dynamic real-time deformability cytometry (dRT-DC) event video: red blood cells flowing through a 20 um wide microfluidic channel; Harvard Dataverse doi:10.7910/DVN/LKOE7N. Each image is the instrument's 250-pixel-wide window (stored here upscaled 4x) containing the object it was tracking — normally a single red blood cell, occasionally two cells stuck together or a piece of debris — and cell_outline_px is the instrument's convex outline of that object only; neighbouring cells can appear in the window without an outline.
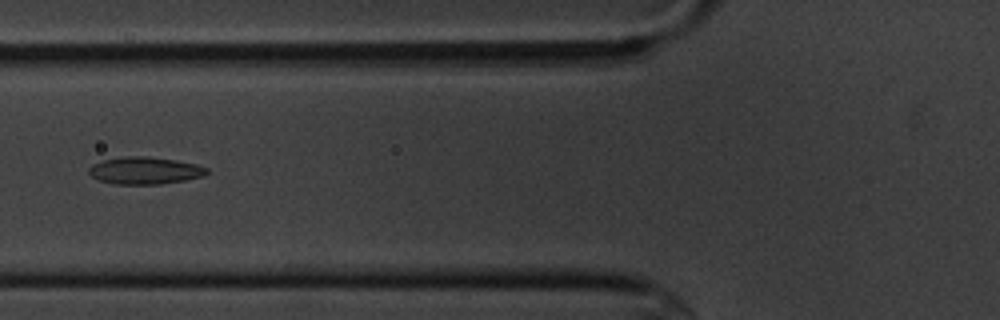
{"species": "common noctule bat (a hibernating species)", "species_latin": "Nyctalus noctula", "temperature_condition": "cold", "stored_images_in_passage": 7, "camera_frame_rate_fps": 3000, "um_per_image_px": 0.085, "animal": {"sex": "male", "body_mass_g": 20.1, "forearm_length_mm": 53.5}, "frame": {"image": 1, "passage_image": 4, "time_ms": 3.333, "image_size_px": [1000, 320], "cell_outline_px": [[208, 172], [204, 176], [184, 180], [160, 184], [116, 184], [100, 180], [92, 176], [88, 172], [88, 168], [92, 164], [104, 160], [124, 156], [148, 156], [176, 160], [196, 164], [208, 168]], "centroid_in_image_um": [12.32, 14.49], "position_along_channel_um": 113.5, "area_um2": 18.67}}
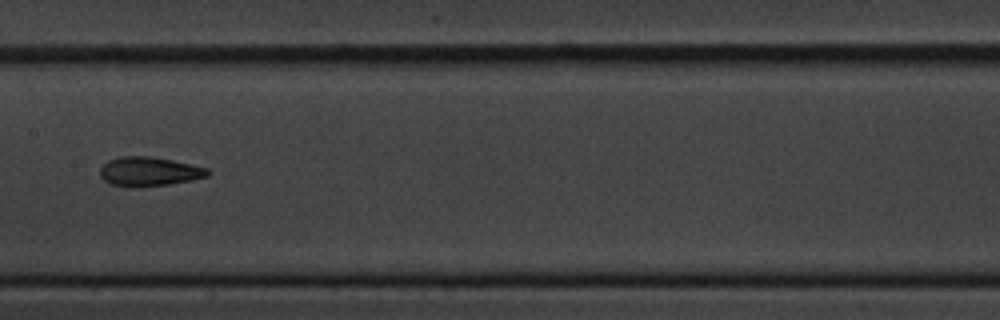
{"frame": {"image": 2, "passage_image": 6, "time_ms": 5.667, "image_size_px": [1000, 320], "cell_outline_px": [[212, 172], [208, 176], [192, 180], [168, 184], [140, 188], [128, 188], [112, 184], [104, 180], [100, 176], [100, 168], [108, 160], [120, 156], [152, 156], [172, 160], [208, 168]], "centroid_in_image_um": [12.67, 14.59], "position_along_channel_um": 194.7, "area_um2": 18.61}}
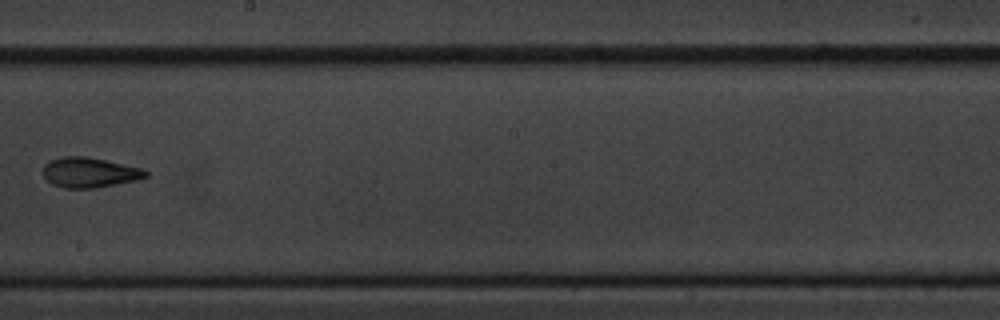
{"frame": {"image": 3, "passage_image": 7, "time_ms": 7.0, "image_size_px": [1000, 320], "cell_outline_px": [[148, 176], [140, 180], [96, 188], [64, 188], [52, 184], [40, 172], [44, 164], [48, 160], [60, 156], [84, 156], [144, 168], [148, 172]], "centroid_in_image_um": [7.6, 14.66], "position_along_channel_um": 240.6, "area_um2": 18.38}}